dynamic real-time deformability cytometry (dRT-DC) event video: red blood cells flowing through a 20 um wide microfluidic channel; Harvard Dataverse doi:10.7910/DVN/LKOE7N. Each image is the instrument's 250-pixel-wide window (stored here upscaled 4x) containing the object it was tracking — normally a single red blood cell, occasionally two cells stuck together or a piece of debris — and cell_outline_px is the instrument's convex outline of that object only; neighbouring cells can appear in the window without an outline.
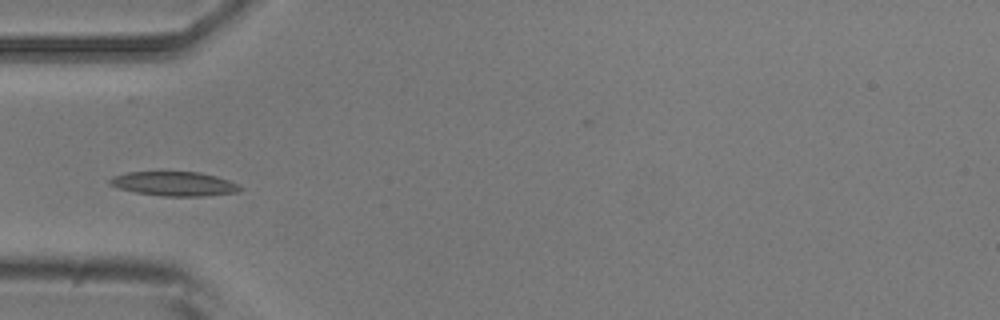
{"species": "common noctule bat (a hibernating species)", "species_latin": "Nyctalus noctula", "temperature_condition": "room temperature", "stored_images_in_passage": 3, "camera_frame_rate_fps": 3000, "um_per_image_px": 0.085, "animal": {"sex": "male", "body_mass_g": 20.5, "forearm_length_mm": 52.5}, "frame": {"image": 1, "passage_image": 3, "time_ms": 2.333, "image_size_px": [1000, 320], "cell_outline_px": [[244, 188], [236, 192], [204, 196], [160, 196], [136, 192], [120, 188], [108, 184], [108, 180], [112, 176], [128, 172], [200, 172], [216, 176], [228, 180]], "centroid_in_image_um": [14.78, 15.62], "position_along_channel_um": 70.2, "area_um2": 18.32}}